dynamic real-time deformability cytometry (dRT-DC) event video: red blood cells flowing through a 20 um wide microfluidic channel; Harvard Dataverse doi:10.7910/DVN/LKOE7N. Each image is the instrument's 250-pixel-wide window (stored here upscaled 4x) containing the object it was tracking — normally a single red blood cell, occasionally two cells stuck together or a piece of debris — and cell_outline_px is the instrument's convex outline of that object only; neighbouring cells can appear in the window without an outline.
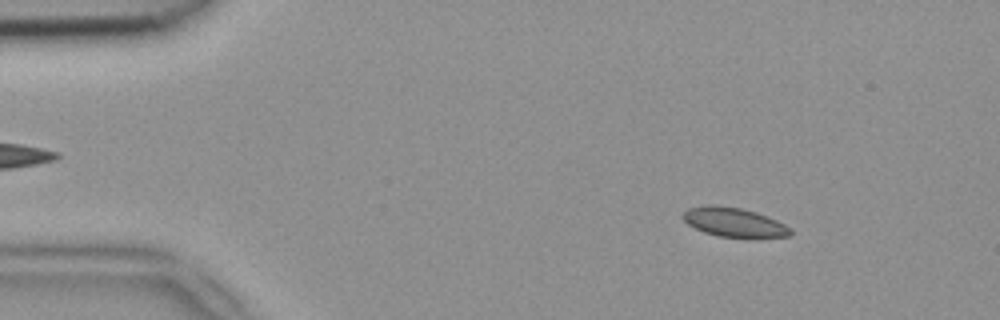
{"species": "common noctule bat (a hibernating species)", "species_latin": "Nyctalus noctula", "temperature_condition": "room temperature", "stored_images_in_passage": 53, "camera_frame_rate_fps": 3000, "um_per_image_px": 0.085, "animal": {"sex": "female", "body_mass_g": 18.4}, "frame": {"image": 1, "passage_image": 8, "time_ms": 2.333, "image_size_px": [1000, 320], "cell_outline_px": [[792, 232], [788, 236], [752, 240], [720, 236], [704, 232], [688, 224], [680, 216], [688, 208], [708, 204], [712, 204], [740, 208], [756, 212], [768, 216], [792, 228]], "centroid_in_image_um": [62.43, 18.92], "position_along_channel_um": 22.6, "area_um2": 18.9}}
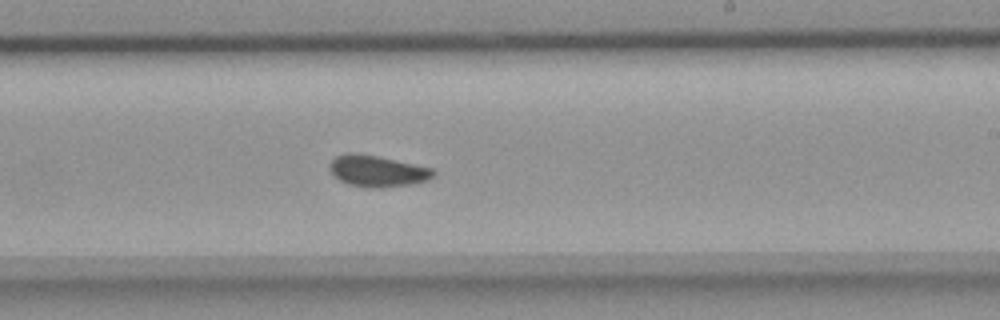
{"frame": {"image": 2, "passage_image": 32, "time_ms": 10.333, "image_size_px": [1000, 320], "cell_outline_px": [[436, 172], [432, 176], [424, 180], [408, 184], [380, 188], [372, 188], [348, 184], [340, 180], [328, 168], [328, 164], [336, 156], [348, 152], [356, 152], [376, 156], [432, 168]], "centroid_in_image_um": [32.01, 14.52], "position_along_channel_um": 257.0, "area_um2": 18.61}}
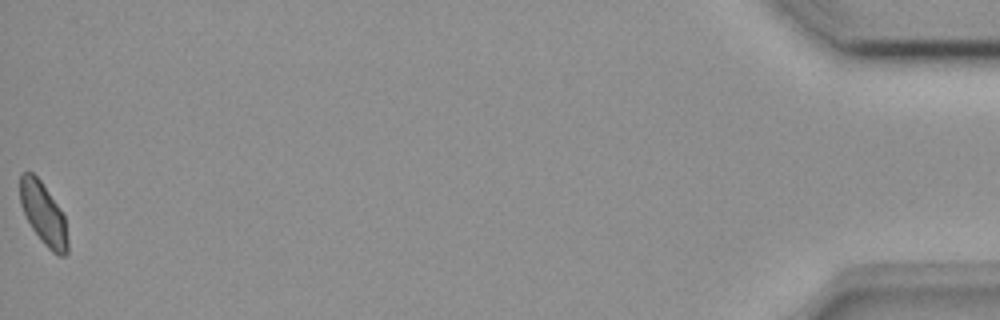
{"frame": {"image": 3, "passage_image": 53, "time_ms": 17.333, "image_size_px": [1000, 320], "cell_outline_px": [[68, 252], [64, 256], [60, 256], [52, 252], [44, 244], [32, 228], [20, 204], [20, 172], [32, 172], [40, 180], [64, 216], [68, 240]], "centroid_in_image_um": [3.69, 18.19], "position_along_channel_um": 431.5, "area_um2": 16.94}, "authors_computed_cell_mechanics": {"area_um2": 18.1492, "velocity_mm_per_s": 3.9092, "shape_relaxation_time_tau1_ms": null, "shape_relaxation_time_tau2_ms": 2.2989, "deformation_change_tau1": null, "deformation_change_tau2": 0.0563}}